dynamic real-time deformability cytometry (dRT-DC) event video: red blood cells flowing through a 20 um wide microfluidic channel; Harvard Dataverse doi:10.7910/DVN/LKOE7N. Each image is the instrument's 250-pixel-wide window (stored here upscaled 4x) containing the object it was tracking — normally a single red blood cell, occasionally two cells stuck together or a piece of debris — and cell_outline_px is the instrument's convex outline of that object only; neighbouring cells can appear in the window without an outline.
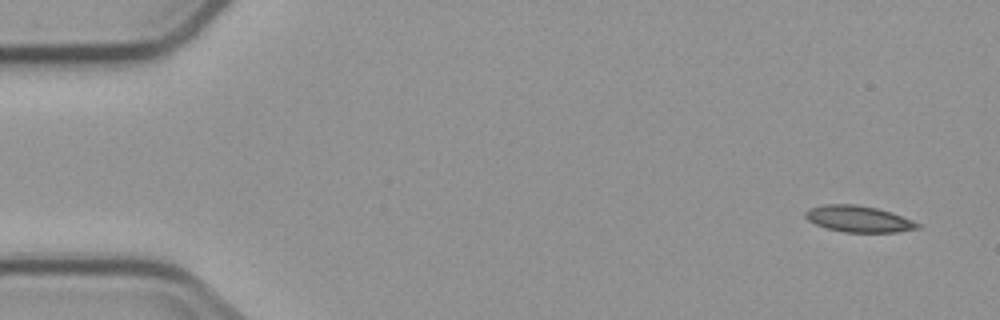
{"species": "common noctule bat (a hibernating species)", "species_latin": "Nyctalus noctula", "temperature_condition": "cold", "stored_images_in_passage": 5, "camera_frame_rate_fps": 3000, "um_per_image_px": 0.085, "animal": {"sex": "male", "body_mass_g": 23.1, "forearm_length_mm": 52.7}, "frame": {"image": 1, "passage_image": 1, "time_ms": 0.0, "image_size_px": [1000, 320], "cell_outline_px": [[920, 228], [896, 232], [844, 232], [828, 228], [816, 224], [808, 220], [804, 216], [804, 212], [808, 208], [824, 204], [856, 204], [876, 208], [892, 212], [912, 220], [920, 224]], "centroid_in_image_um": [72.96, 18.6], "position_along_channel_um": 12.0, "area_um2": 17.22}}
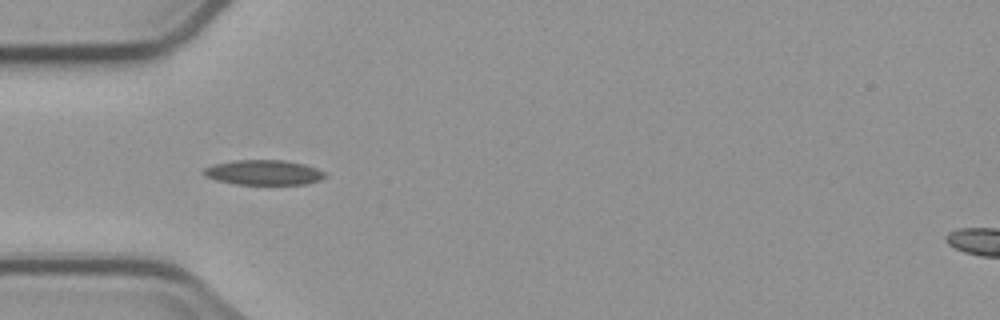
{"frame": {"image": 2, "passage_image": 4, "time_ms": 4.667, "image_size_px": [1000, 320], "cell_outline_px": [[328, 176], [320, 180], [304, 184], [236, 184], [216, 180], [204, 176], [200, 172], [204, 168], [212, 164], [236, 160], [284, 160], [304, 164], [316, 168], [324, 172]], "centroid_in_image_um": [22.38, 14.65], "position_along_channel_um": 62.6, "area_um2": 17.74}}
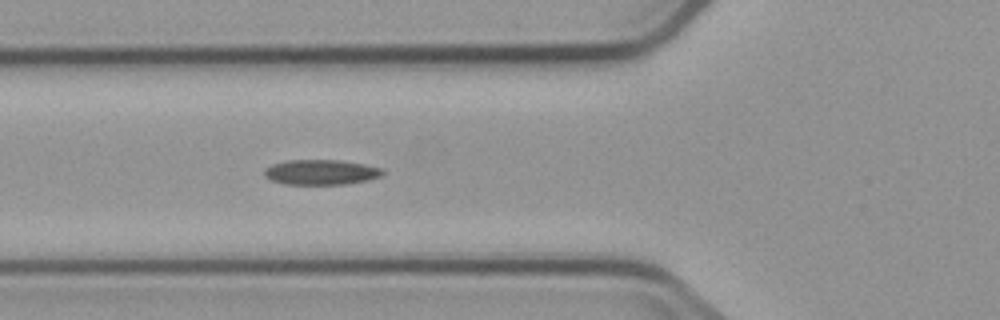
{"frame": {"image": 3, "passage_image": 5, "time_ms": 5.667, "image_size_px": [1000, 320], "cell_outline_px": [[384, 172], [380, 176], [368, 180], [348, 184], [284, 184], [272, 180], [264, 176], [264, 168], [272, 164], [284, 160], [340, 160], [364, 164], [384, 168]], "centroid_in_image_um": [27.28, 14.63], "position_along_channel_um": 98.5, "area_um2": 17.46}}